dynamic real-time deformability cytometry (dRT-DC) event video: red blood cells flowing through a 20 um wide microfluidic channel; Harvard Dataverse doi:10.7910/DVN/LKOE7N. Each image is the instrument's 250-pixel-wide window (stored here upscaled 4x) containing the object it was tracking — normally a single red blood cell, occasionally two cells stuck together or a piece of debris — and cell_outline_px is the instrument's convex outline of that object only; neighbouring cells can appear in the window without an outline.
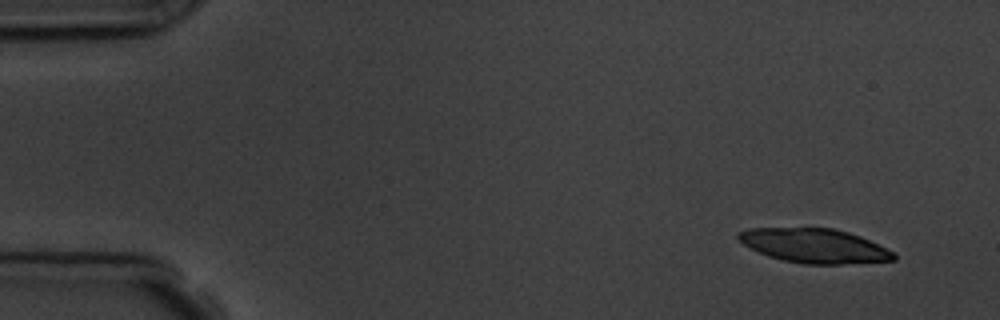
{"species": "common noctule bat (a hibernating species)", "species_latin": "Nyctalus noctula", "temperature_condition": "room temperature", "stored_images_in_passage": 5, "camera_frame_rate_fps": 3000, "um_per_image_px": 0.085, "animal": {"sex": "male", "body_mass_g": 19.5, "forearm_length_mm": 54.6}, "frame": {"image": 1, "passage_image": 1, "time_ms": 0.0, "image_size_px": [1000, 320], "cell_outline_px": [[896, 260], [840, 264], [804, 264], [784, 260], [768, 256], [744, 244], [736, 236], [736, 232], [748, 228], [832, 228], [848, 232], [860, 236], [892, 252], [896, 256]], "centroid_in_image_um": [69.19, 20.88], "position_along_channel_um": 15.8, "area_um2": 30.63}}